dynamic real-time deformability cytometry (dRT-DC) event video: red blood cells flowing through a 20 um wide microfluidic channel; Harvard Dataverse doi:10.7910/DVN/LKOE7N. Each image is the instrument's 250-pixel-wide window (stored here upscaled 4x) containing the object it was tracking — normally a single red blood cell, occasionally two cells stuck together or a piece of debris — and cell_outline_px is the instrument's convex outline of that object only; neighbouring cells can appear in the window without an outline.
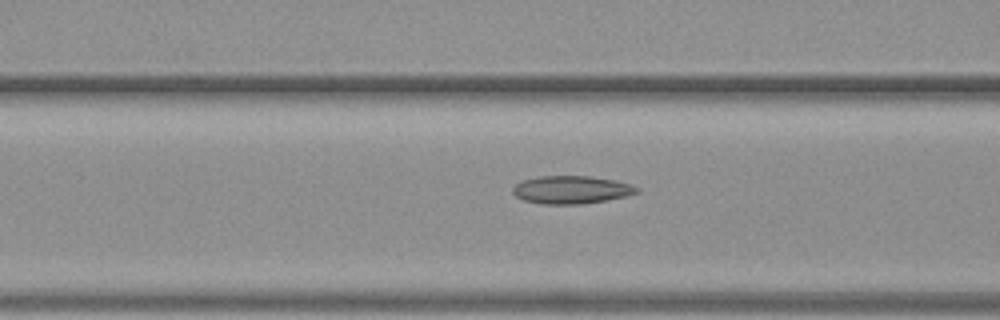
{"species": "common noctule bat (a hibernating species)", "species_latin": "Nyctalus noctula", "temperature_condition": "warm", "stored_images_in_passage": 12, "camera_frame_rate_fps": 3000, "um_per_image_px": 0.085, "animal": {"sex": "female", "body_mass_g": 19.3, "forearm_length_mm": 54.1}, "frame": {"image": 1, "passage_image": 10, "time_ms": 3.0, "image_size_px": [1000, 320], "cell_outline_px": [[640, 192], [628, 196], [608, 200], [580, 204], [540, 204], [524, 200], [516, 196], [512, 192], [512, 188], [520, 180], [540, 176], [588, 176], [616, 180], [632, 184], [640, 188]], "centroid_in_image_um": [48.6, 16.13], "position_along_channel_um": 118.0, "area_um2": 20.46}}